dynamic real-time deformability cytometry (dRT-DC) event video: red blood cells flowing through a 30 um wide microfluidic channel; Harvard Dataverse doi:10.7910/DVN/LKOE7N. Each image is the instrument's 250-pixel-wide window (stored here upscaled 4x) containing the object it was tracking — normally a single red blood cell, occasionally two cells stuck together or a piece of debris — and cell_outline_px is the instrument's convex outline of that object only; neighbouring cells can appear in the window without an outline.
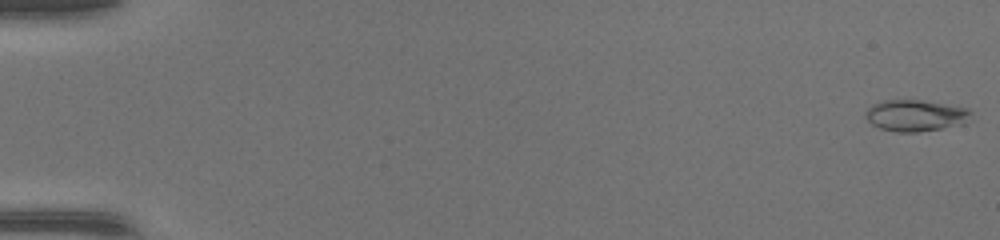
{"species": "common noctule bat (a hibernating species)", "species_latin": "Nyctalus noctula", "temperature_condition": "warm", "stored_images_in_passage": 45, "camera_frame_rate_fps": 3000, "um_per_image_px": 0.085, "animal": {"sex": "female", "body_mass_g": 17.0, "forearm_length_mm": 48.0}, "frame": {"image": 1, "passage_image": 1, "time_ms": 0.0, "image_size_px": [1000, 240], "cell_outline_px": [[972, 120], [964, 124], [916, 132], [896, 132], [880, 128], [872, 124], [864, 116], [864, 112], [872, 104], [880, 100], [920, 100], [968, 108], [972, 112]], "centroid_in_image_um": [77.82, 9.81], "position_along_channel_um": 7.2, "area_um2": 19.48}}
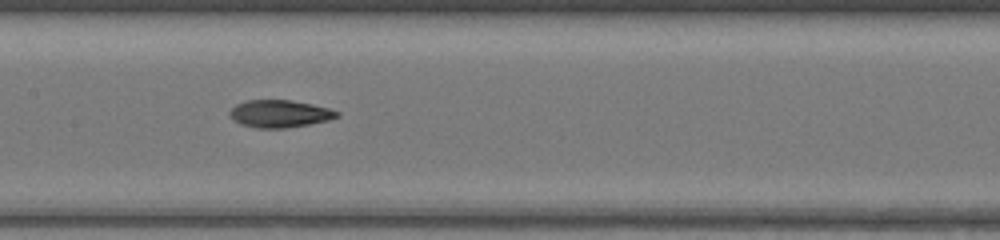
{"frame": {"image": 2, "passage_image": 25, "time_ms": 8.0, "image_size_px": [1000, 240], "cell_outline_px": [[340, 116], [328, 120], [308, 124], [284, 128], [256, 128], [240, 124], [232, 120], [228, 112], [236, 104], [248, 100], [292, 100], [312, 104], [328, 108], [340, 112]], "centroid_in_image_um": [23.75, 9.66], "position_along_channel_um": 183.6, "area_um2": 17.17}}
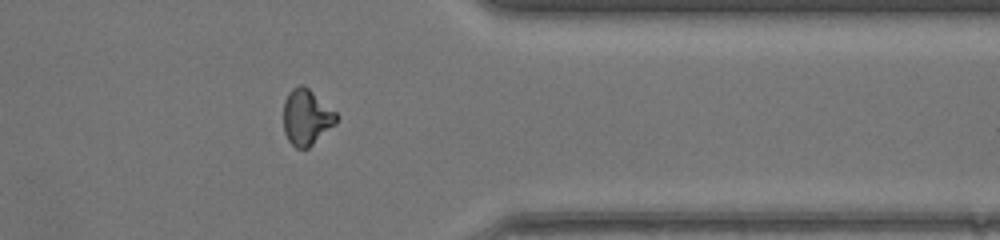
{"frame": {"image": 3, "passage_image": 39, "time_ms": 12.667, "image_size_px": [1000, 240], "cell_outline_px": [[336, 124], [308, 148], [296, 148], [288, 140], [284, 132], [284, 100], [288, 92], [292, 88], [300, 84], [308, 88], [336, 112]], "centroid_in_image_um": [26.03, 9.96], "position_along_channel_um": 385.4, "area_um2": 17.05}}